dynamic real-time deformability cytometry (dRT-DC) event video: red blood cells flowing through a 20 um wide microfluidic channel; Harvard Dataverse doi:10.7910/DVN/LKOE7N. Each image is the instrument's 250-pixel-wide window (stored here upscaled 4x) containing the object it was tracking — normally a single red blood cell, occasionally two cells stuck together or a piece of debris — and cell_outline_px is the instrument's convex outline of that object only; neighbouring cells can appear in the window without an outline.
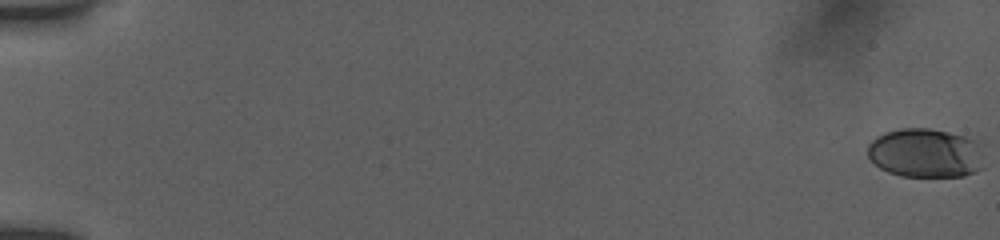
{"species": "human", "species_latin": "Homo sapiens", "temperature_condition": "room temperature", "stored_images_in_passage": 38, "camera_frame_rate_fps": 3000, "um_per_image_px": 0.085, "donor": {"sex": "female"}, "frame": {"image": 1, "passage_image": 1, "time_ms": 0.0, "image_size_px": [1000, 240], "cell_outline_px": [[984, 168], [976, 172], [964, 176], [900, 176], [888, 172], [880, 168], [868, 156], [868, 144], [876, 136], [884, 132], [900, 128], [928, 128], [948, 132], [964, 136], [976, 140], [984, 144]], "centroid_in_image_um": [78.74, 13.0], "position_along_channel_um": 6.3, "area_um2": 34.04}}
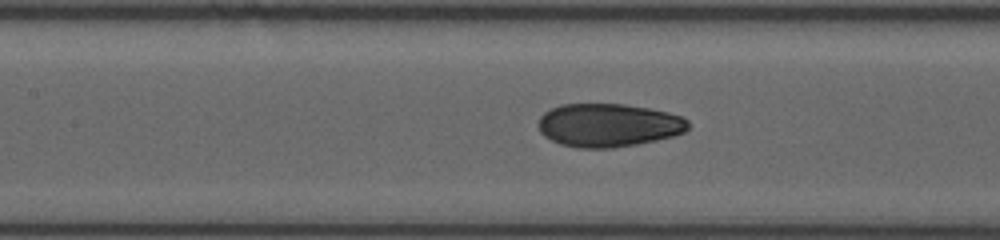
{"frame": {"image": 2, "passage_image": 22, "time_ms": 9.0, "image_size_px": [1000, 240], "cell_outline_px": [[688, 128], [684, 132], [672, 136], [656, 140], [636, 144], [612, 148], [576, 148], [560, 144], [544, 136], [540, 132], [536, 124], [540, 116], [544, 112], [560, 104], [624, 104], [648, 108], [668, 112], [684, 116], [688, 120]], "centroid_in_image_um": [51.69, 10.64], "position_along_channel_um": 155.7, "area_um2": 38.09}}
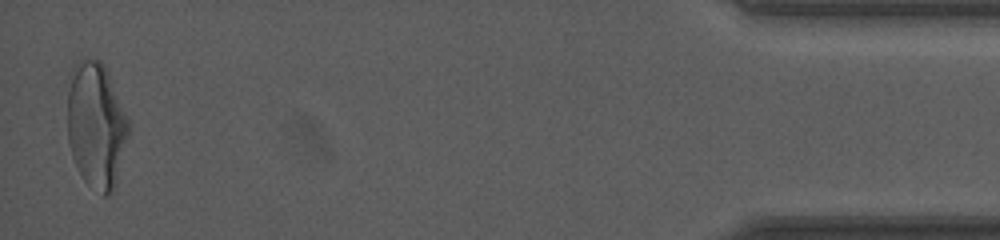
{"frame": {"image": 3, "passage_image": 38, "time_ms": 18.0, "image_size_px": [1000, 240], "cell_outline_px": [[128, 136], [116, 180], [112, 192], [104, 196], [88, 184], [84, 180], [72, 156], [68, 144], [68, 72], [80, 60], [100, 60], [104, 64], [128, 116]], "centroid_in_image_um": [8.16, 10.6], "position_along_channel_um": 427.0, "area_um2": 44.62}, "authors_computed_cell_mechanics": {"area_um2": 37.1943, "velocity_mm_per_s": 3.8857, "shape_relaxation_time_tau1_ms": 3.9576, "shape_relaxation_time_tau2_ms": 1.1043, "deformation_change_tau1": 0.1467, "deformation_change_tau2": 0.0552}}